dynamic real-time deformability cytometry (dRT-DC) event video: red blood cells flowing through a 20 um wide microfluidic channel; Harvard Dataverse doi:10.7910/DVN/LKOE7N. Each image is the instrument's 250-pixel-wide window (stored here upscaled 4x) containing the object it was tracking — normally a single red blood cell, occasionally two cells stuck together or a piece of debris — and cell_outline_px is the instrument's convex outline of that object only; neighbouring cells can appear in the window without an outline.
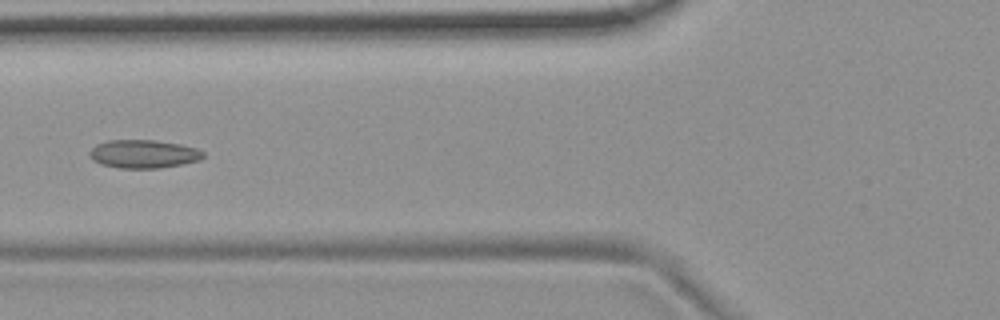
{"species": "common noctule bat (a hibernating species)", "species_latin": "Nyctalus noctula", "temperature_condition": "room temperature", "stored_images_in_passage": 3, "camera_frame_rate_fps": 3000, "um_per_image_px": 0.085, "animal": {"sex": "female", "body_mass_g": 19.9}, "frame": {"image": 1, "passage_image": 3, "time_ms": 2.0, "image_size_px": [1000, 320], "cell_outline_px": [[204, 156], [200, 160], [160, 168], [120, 168], [100, 164], [92, 160], [88, 156], [88, 152], [96, 144], [108, 140], [156, 140], [180, 144], [196, 148], [204, 152]], "centroid_in_image_um": [12.16, 13.08], "position_along_channel_um": 113.6, "area_um2": 18.84}}